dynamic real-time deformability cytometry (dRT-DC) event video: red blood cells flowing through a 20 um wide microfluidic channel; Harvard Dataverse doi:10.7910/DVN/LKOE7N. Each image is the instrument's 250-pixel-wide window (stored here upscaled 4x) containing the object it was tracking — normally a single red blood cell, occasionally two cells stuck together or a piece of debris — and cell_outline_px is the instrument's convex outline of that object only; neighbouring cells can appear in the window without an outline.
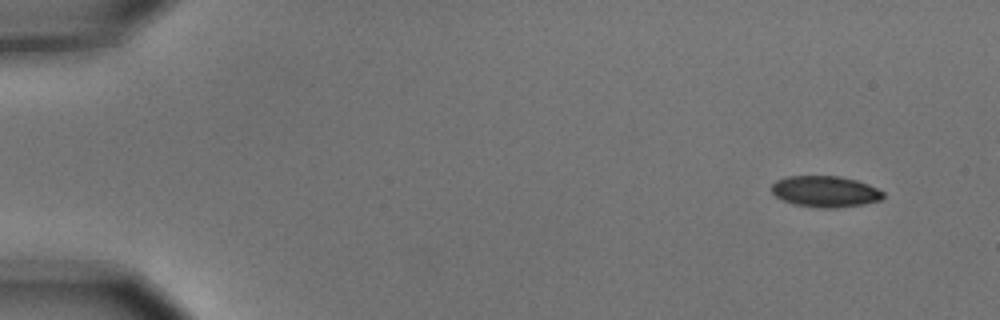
{"species": "common noctule bat (a hibernating species)", "species_latin": "Nyctalus noctula", "temperature_condition": "cold", "stored_images_in_passage": 5, "camera_frame_rate_fps": 3000, "um_per_image_px": 0.085, "animal": {"sex": "male", "body_mass_g": 15.6}, "frame": {"image": 1, "passage_image": 1, "time_ms": 0.0, "image_size_px": [1000, 320], "cell_outline_px": [[884, 196], [880, 200], [864, 204], [836, 208], [816, 208], [792, 204], [776, 196], [772, 192], [772, 184], [776, 180], [788, 176], [840, 176], [856, 180], [868, 184], [884, 192]], "centroid_in_image_um": [70.14, 16.28], "position_along_channel_um": 14.9, "area_um2": 20.35}}